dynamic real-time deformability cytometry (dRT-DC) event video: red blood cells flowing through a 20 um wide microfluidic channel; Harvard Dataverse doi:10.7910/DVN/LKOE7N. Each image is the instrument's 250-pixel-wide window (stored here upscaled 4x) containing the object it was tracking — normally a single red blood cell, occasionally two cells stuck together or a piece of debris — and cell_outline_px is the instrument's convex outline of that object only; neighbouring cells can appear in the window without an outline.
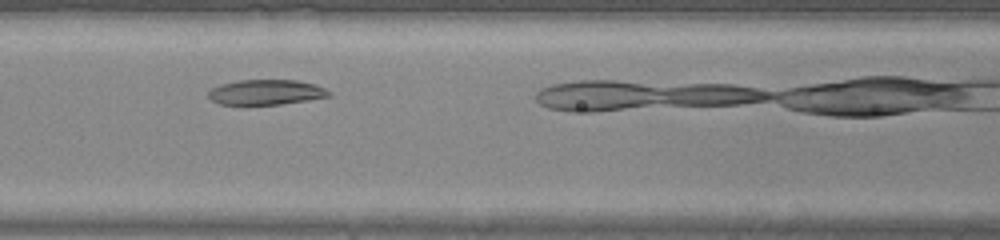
{"species": "common noctule bat (a hibernating species)", "species_latin": "Nyctalus noctula", "temperature_condition": "warm", "stored_images_in_passage": 19, "camera_frame_rate_fps": 3000, "um_per_image_px": 0.085, "animal": {"sex": "male", "body_mass_g": 20.0, "forearm_length_mm": 53.3}, "frame": {"image": 1, "passage_image": 6, "time_ms": 1.667, "image_size_px": [1000, 240], "cell_outline_px": [[332, 96], [308, 100], [280, 104], [220, 104], [212, 100], [208, 96], [208, 92], [212, 88], [220, 84], [236, 80], [296, 80], [316, 84], [332, 92]], "centroid_in_image_um": [22.64, 7.83], "position_along_channel_um": 144.0, "area_um2": 17.69}}
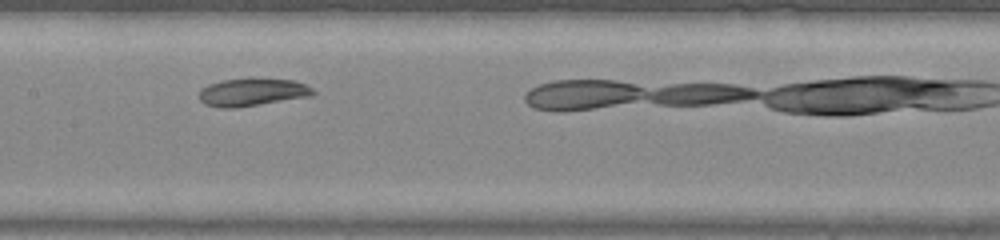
{"frame": {"image": 2, "passage_image": 9, "time_ms": 2.667, "image_size_px": [1000, 240], "cell_outline_px": [[316, 92], [312, 96], [236, 108], [220, 108], [204, 104], [200, 100], [200, 88], [208, 84], [224, 80], [248, 76], [252, 76], [292, 80], [304, 84], [312, 88]], "centroid_in_image_um": [21.43, 7.81], "position_along_channel_um": 186.0, "area_um2": 19.02}}